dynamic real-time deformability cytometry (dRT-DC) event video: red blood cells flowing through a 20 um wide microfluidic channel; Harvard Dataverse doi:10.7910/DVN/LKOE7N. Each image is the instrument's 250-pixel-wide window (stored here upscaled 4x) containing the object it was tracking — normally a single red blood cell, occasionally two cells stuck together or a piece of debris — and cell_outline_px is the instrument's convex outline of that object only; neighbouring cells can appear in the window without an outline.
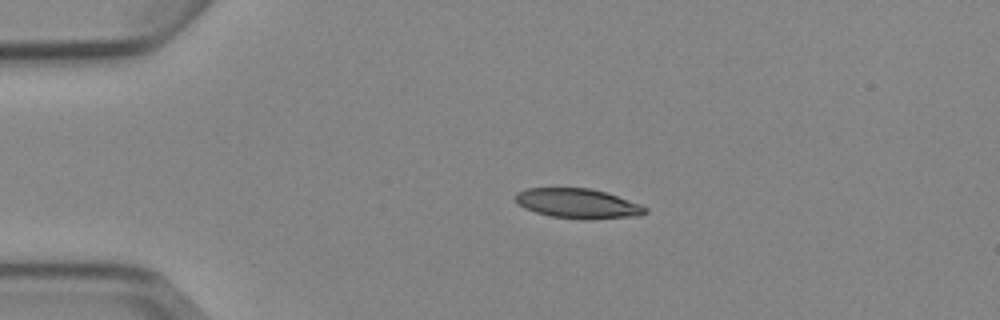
{"species": "Egyptian fruit bat (a non-hibernating species)", "species_latin": "Rousettus aegyptiacus", "temperature_condition": "cold", "stored_images_in_passage": 3, "camera_frame_rate_fps": 3000, "um_per_image_px": 0.085, "animal": {"sex": "female"}, "frame": {"image": 1, "passage_image": 2, "time_ms": 2.0, "image_size_px": [1000, 320], "cell_outline_px": [[648, 212], [640, 216], [588, 220], [584, 220], [552, 216], [536, 212], [524, 208], [516, 204], [512, 196], [516, 192], [528, 188], [588, 188], [604, 192], [640, 204], [648, 208]], "centroid_in_image_um": [49.08, 17.31], "position_along_channel_um": 35.9, "area_um2": 22.72}}